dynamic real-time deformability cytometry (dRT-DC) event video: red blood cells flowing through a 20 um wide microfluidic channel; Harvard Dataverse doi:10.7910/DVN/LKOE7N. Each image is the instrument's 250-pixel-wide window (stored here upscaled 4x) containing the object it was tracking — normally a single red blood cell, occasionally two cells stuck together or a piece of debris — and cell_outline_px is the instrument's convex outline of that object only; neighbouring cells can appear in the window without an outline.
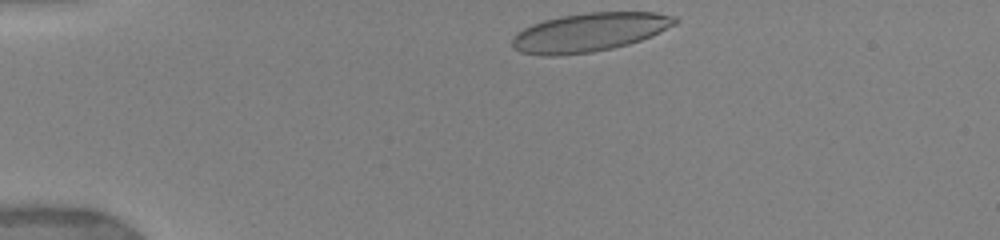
{"species": "human", "species_latin": "Homo sapiens", "temperature_condition": "warm", "stored_images_in_passage": 11, "camera_frame_rate_fps": 3000, "um_per_image_px": 0.085, "donor": {"sex": "female"}, "frame": {"image": 1, "passage_image": 1, "time_ms": 0.0, "image_size_px": [1000, 240], "cell_outline_px": [[680, 20], [676, 24], [640, 40], [628, 44], [612, 48], [592, 52], [556, 56], [540, 56], [520, 52], [512, 44], [512, 36], [516, 32], [532, 24], [544, 20], [560, 16], [588, 12], [656, 12], [676, 16]], "centroid_in_image_um": [50.08, 2.74], "position_along_channel_um": 34.9, "area_um2": 36.76}}